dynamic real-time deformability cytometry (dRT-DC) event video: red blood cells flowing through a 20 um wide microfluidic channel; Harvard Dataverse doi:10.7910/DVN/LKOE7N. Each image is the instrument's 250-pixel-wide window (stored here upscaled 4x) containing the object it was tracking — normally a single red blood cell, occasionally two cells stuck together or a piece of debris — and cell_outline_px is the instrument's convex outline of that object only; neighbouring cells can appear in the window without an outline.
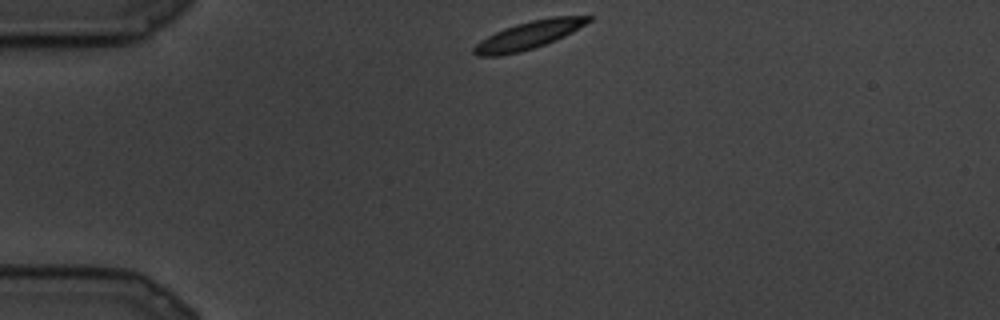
{"species": "common noctule bat (a hibernating species)", "species_latin": "Nyctalus noctula", "temperature_condition": "cold", "stored_images_in_passage": 68, "camera_frame_rate_fps": 3000, "um_per_image_px": 0.085, "animal": {"sex": "male", "body_mass_g": 19.5, "forearm_length_mm": 54.6}, "frame": {"image": 1, "passage_image": 1, "time_ms": 0.0, "image_size_px": [1000, 320], "cell_outline_px": [[592, 20], [572, 32], [564, 36], [544, 44], [520, 52], [500, 56], [476, 56], [472, 52], [472, 48], [480, 40], [504, 28], [516, 24], [532, 20], [552, 16], [592, 16]], "centroid_in_image_um": [44.9, 2.99], "position_along_channel_um": 40.1, "area_um2": 18.44}}
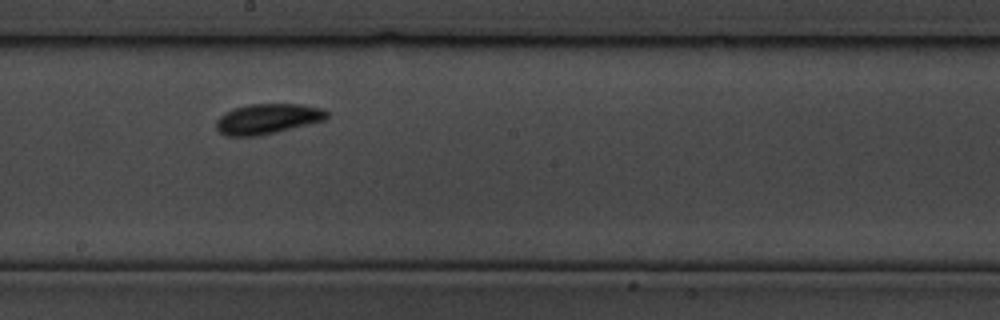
{"frame": {"image": 2, "passage_image": 32, "time_ms": 10.333, "image_size_px": [1000, 320], "cell_outline_px": [[328, 116], [324, 120], [260, 136], [224, 136], [216, 128], [216, 120], [224, 112], [236, 108], [252, 104], [300, 104], [324, 108], [328, 112]], "centroid_in_image_um": [22.73, 10.1], "position_along_channel_um": 225.5, "area_um2": 19.48}}
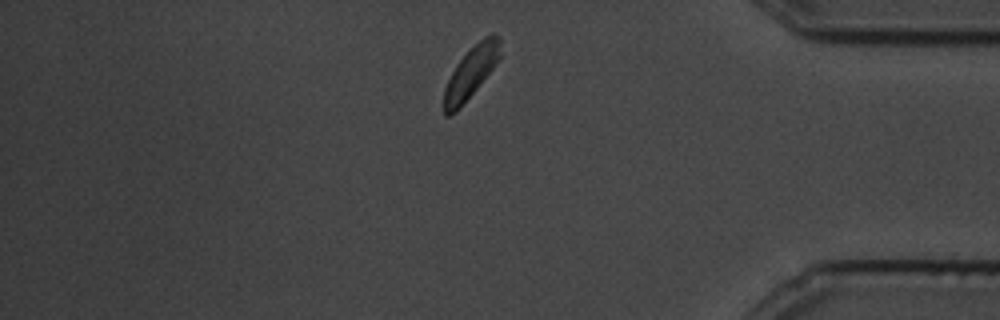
{"frame": {"image": 3, "passage_image": 59, "time_ms": 19.333, "image_size_px": [1000, 320], "cell_outline_px": [[500, 56], [496, 64], [460, 108], [456, 112], [448, 116], [444, 116], [444, 88], [456, 64], [484, 36], [492, 32], [500, 36]], "centroid_in_image_um": [40.03, 6.15], "position_along_channel_um": 395.2, "area_um2": 16.59}}